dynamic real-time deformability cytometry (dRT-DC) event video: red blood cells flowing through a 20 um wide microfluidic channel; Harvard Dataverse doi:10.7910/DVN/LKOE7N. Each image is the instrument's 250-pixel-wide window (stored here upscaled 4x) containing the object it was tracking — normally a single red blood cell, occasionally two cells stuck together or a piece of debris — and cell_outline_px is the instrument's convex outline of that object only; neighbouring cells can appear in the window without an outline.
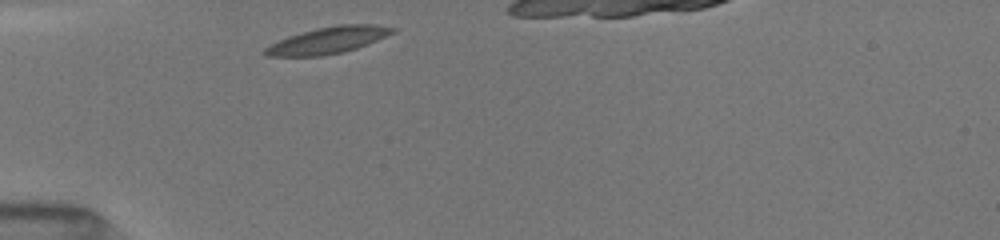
{"species": "common noctule bat (a hibernating species)", "species_latin": "Nyctalus noctula", "temperature_condition": "room temperature", "stored_images_in_passage": 16, "camera_frame_rate_fps": 3000, "um_per_image_px": 0.085, "animal": {"sex": "female", "body_mass_g": 19.5, "forearm_length_mm": 54.1}, "frame": {"image": 1, "passage_image": 1, "time_ms": 0.0, "image_size_px": [1000, 240], "cell_outline_px": [[396, 32], [368, 44], [344, 52], [320, 56], [264, 56], [260, 52], [264, 48], [288, 36], [316, 28], [336, 24], [372, 24], [396, 28]], "centroid_in_image_um": [27.88, 3.42], "position_along_channel_um": 57.1, "area_um2": 19.88}}
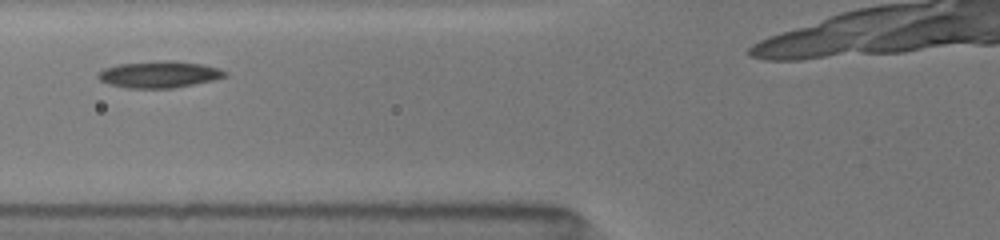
{"frame": {"image": 2, "passage_image": 10, "time_ms": 1.667, "image_size_px": [1000, 240], "cell_outline_px": [[228, 76], [212, 80], [172, 88], [128, 88], [108, 84], [100, 80], [96, 76], [96, 72], [104, 68], [120, 64], [164, 60], [172, 60], [200, 64], [220, 68], [228, 72]], "centroid_in_image_um": [13.52, 6.32], "position_along_channel_um": 112.3, "area_um2": 19.71}}
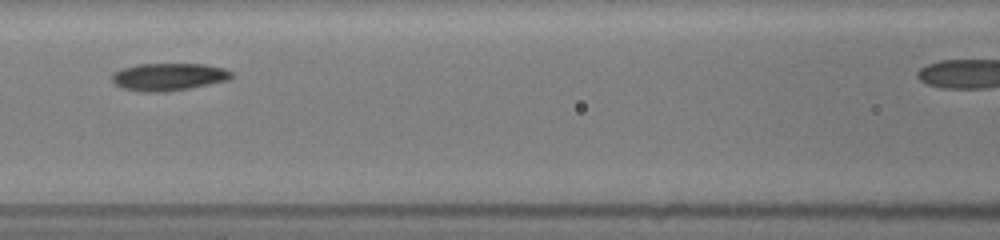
{"frame": {"image": 3, "passage_image": 15, "time_ms": 2.667, "image_size_px": [1000, 240], "cell_outline_px": [[232, 76], [228, 80], [192, 88], [164, 92], [140, 92], [120, 88], [112, 80], [112, 72], [136, 64], [204, 64], [224, 68], [232, 72]], "centroid_in_image_um": [14.31, 6.54], "position_along_channel_um": 152.3, "area_um2": 19.31}}